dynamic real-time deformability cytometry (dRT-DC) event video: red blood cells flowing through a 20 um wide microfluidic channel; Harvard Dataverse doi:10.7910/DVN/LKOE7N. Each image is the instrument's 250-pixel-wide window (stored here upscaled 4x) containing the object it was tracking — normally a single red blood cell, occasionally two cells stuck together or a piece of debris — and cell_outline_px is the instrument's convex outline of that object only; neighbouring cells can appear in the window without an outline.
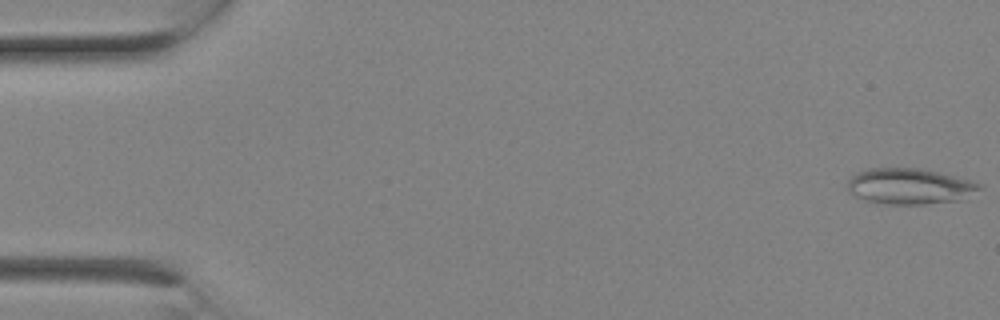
{"species": "Egyptian fruit bat (a non-hibernating species)", "species_latin": "Rousettus aegyptiacus", "temperature_condition": "room temperature", "stored_images_in_passage": 2, "camera_frame_rate_fps": 3000, "um_per_image_px": 0.085, "animal": {"sex": "female"}, "frame": {"image": 1, "passage_image": 1, "time_ms": 0.0, "image_size_px": [1000, 320], "cell_outline_px": [[984, 188], [960, 200], [924, 204], [880, 204], [856, 196], [848, 192], [848, 180], [856, 172], [868, 168], [920, 168], [972, 180], [980, 184]], "centroid_in_image_um": [77.32, 15.83], "position_along_channel_um": 7.7, "area_um2": 27.63}}